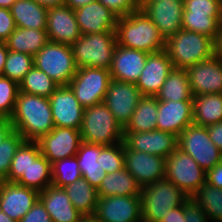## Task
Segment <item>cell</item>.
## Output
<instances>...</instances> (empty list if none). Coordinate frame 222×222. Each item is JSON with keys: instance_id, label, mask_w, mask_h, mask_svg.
<instances>
[{"instance_id": "cell-24", "label": "cell", "mask_w": 222, "mask_h": 222, "mask_svg": "<svg viewBox=\"0 0 222 222\" xmlns=\"http://www.w3.org/2000/svg\"><path fill=\"white\" fill-rule=\"evenodd\" d=\"M74 13L81 34L116 31L118 16L100 1L81 6Z\"/></svg>"}, {"instance_id": "cell-28", "label": "cell", "mask_w": 222, "mask_h": 222, "mask_svg": "<svg viewBox=\"0 0 222 222\" xmlns=\"http://www.w3.org/2000/svg\"><path fill=\"white\" fill-rule=\"evenodd\" d=\"M8 50L35 56L48 42L46 29L16 27L5 41Z\"/></svg>"}, {"instance_id": "cell-32", "label": "cell", "mask_w": 222, "mask_h": 222, "mask_svg": "<svg viewBox=\"0 0 222 222\" xmlns=\"http://www.w3.org/2000/svg\"><path fill=\"white\" fill-rule=\"evenodd\" d=\"M222 121V94L193 96V124L208 127Z\"/></svg>"}, {"instance_id": "cell-4", "label": "cell", "mask_w": 222, "mask_h": 222, "mask_svg": "<svg viewBox=\"0 0 222 222\" xmlns=\"http://www.w3.org/2000/svg\"><path fill=\"white\" fill-rule=\"evenodd\" d=\"M165 51L174 68L187 69L214 55L213 39L205 34L181 29L165 41Z\"/></svg>"}, {"instance_id": "cell-1", "label": "cell", "mask_w": 222, "mask_h": 222, "mask_svg": "<svg viewBox=\"0 0 222 222\" xmlns=\"http://www.w3.org/2000/svg\"><path fill=\"white\" fill-rule=\"evenodd\" d=\"M10 120L25 141H38L54 129L49 98L20 91Z\"/></svg>"}, {"instance_id": "cell-26", "label": "cell", "mask_w": 222, "mask_h": 222, "mask_svg": "<svg viewBox=\"0 0 222 222\" xmlns=\"http://www.w3.org/2000/svg\"><path fill=\"white\" fill-rule=\"evenodd\" d=\"M39 200L50 215L52 222H79L83 217L73 206L63 187L51 184L39 192Z\"/></svg>"}, {"instance_id": "cell-17", "label": "cell", "mask_w": 222, "mask_h": 222, "mask_svg": "<svg viewBox=\"0 0 222 222\" xmlns=\"http://www.w3.org/2000/svg\"><path fill=\"white\" fill-rule=\"evenodd\" d=\"M123 142L128 149L165 159L178 148V136L158 129L149 132H124Z\"/></svg>"}, {"instance_id": "cell-30", "label": "cell", "mask_w": 222, "mask_h": 222, "mask_svg": "<svg viewBox=\"0 0 222 222\" xmlns=\"http://www.w3.org/2000/svg\"><path fill=\"white\" fill-rule=\"evenodd\" d=\"M141 186L127 169L107 173L97 189L98 196L140 195Z\"/></svg>"}, {"instance_id": "cell-19", "label": "cell", "mask_w": 222, "mask_h": 222, "mask_svg": "<svg viewBox=\"0 0 222 222\" xmlns=\"http://www.w3.org/2000/svg\"><path fill=\"white\" fill-rule=\"evenodd\" d=\"M54 127H68L79 130L84 107L69 86H59L49 97Z\"/></svg>"}, {"instance_id": "cell-13", "label": "cell", "mask_w": 222, "mask_h": 222, "mask_svg": "<svg viewBox=\"0 0 222 222\" xmlns=\"http://www.w3.org/2000/svg\"><path fill=\"white\" fill-rule=\"evenodd\" d=\"M94 216L100 222H142L140 195L98 196Z\"/></svg>"}, {"instance_id": "cell-47", "label": "cell", "mask_w": 222, "mask_h": 222, "mask_svg": "<svg viewBox=\"0 0 222 222\" xmlns=\"http://www.w3.org/2000/svg\"><path fill=\"white\" fill-rule=\"evenodd\" d=\"M184 222H211L206 213L190 198L184 204Z\"/></svg>"}, {"instance_id": "cell-12", "label": "cell", "mask_w": 222, "mask_h": 222, "mask_svg": "<svg viewBox=\"0 0 222 222\" xmlns=\"http://www.w3.org/2000/svg\"><path fill=\"white\" fill-rule=\"evenodd\" d=\"M142 97L136 83L111 79L103 103L112 112L120 126L124 128Z\"/></svg>"}, {"instance_id": "cell-45", "label": "cell", "mask_w": 222, "mask_h": 222, "mask_svg": "<svg viewBox=\"0 0 222 222\" xmlns=\"http://www.w3.org/2000/svg\"><path fill=\"white\" fill-rule=\"evenodd\" d=\"M19 222H52V219L42 202L38 199Z\"/></svg>"}, {"instance_id": "cell-48", "label": "cell", "mask_w": 222, "mask_h": 222, "mask_svg": "<svg viewBox=\"0 0 222 222\" xmlns=\"http://www.w3.org/2000/svg\"><path fill=\"white\" fill-rule=\"evenodd\" d=\"M206 182L215 188L222 189V160L206 172Z\"/></svg>"}, {"instance_id": "cell-53", "label": "cell", "mask_w": 222, "mask_h": 222, "mask_svg": "<svg viewBox=\"0 0 222 222\" xmlns=\"http://www.w3.org/2000/svg\"><path fill=\"white\" fill-rule=\"evenodd\" d=\"M95 0H64V4L70 7L71 9L75 10L81 6L90 4Z\"/></svg>"}, {"instance_id": "cell-7", "label": "cell", "mask_w": 222, "mask_h": 222, "mask_svg": "<svg viewBox=\"0 0 222 222\" xmlns=\"http://www.w3.org/2000/svg\"><path fill=\"white\" fill-rule=\"evenodd\" d=\"M34 66L59 86H68L78 70L71 47L51 41L34 56Z\"/></svg>"}, {"instance_id": "cell-22", "label": "cell", "mask_w": 222, "mask_h": 222, "mask_svg": "<svg viewBox=\"0 0 222 222\" xmlns=\"http://www.w3.org/2000/svg\"><path fill=\"white\" fill-rule=\"evenodd\" d=\"M173 68L165 50L149 53L142 73L136 82L141 94L143 96H156Z\"/></svg>"}, {"instance_id": "cell-6", "label": "cell", "mask_w": 222, "mask_h": 222, "mask_svg": "<svg viewBox=\"0 0 222 222\" xmlns=\"http://www.w3.org/2000/svg\"><path fill=\"white\" fill-rule=\"evenodd\" d=\"M116 45V31H107L82 34L70 47L78 69L97 67L109 70Z\"/></svg>"}, {"instance_id": "cell-21", "label": "cell", "mask_w": 222, "mask_h": 222, "mask_svg": "<svg viewBox=\"0 0 222 222\" xmlns=\"http://www.w3.org/2000/svg\"><path fill=\"white\" fill-rule=\"evenodd\" d=\"M39 199V192L15 182L0 181V210L19 222Z\"/></svg>"}, {"instance_id": "cell-44", "label": "cell", "mask_w": 222, "mask_h": 222, "mask_svg": "<svg viewBox=\"0 0 222 222\" xmlns=\"http://www.w3.org/2000/svg\"><path fill=\"white\" fill-rule=\"evenodd\" d=\"M118 17L126 16L140 9L137 0H97Z\"/></svg>"}, {"instance_id": "cell-34", "label": "cell", "mask_w": 222, "mask_h": 222, "mask_svg": "<svg viewBox=\"0 0 222 222\" xmlns=\"http://www.w3.org/2000/svg\"><path fill=\"white\" fill-rule=\"evenodd\" d=\"M73 206L83 215H94L98 202L97 189L83 177L63 187Z\"/></svg>"}, {"instance_id": "cell-18", "label": "cell", "mask_w": 222, "mask_h": 222, "mask_svg": "<svg viewBox=\"0 0 222 222\" xmlns=\"http://www.w3.org/2000/svg\"><path fill=\"white\" fill-rule=\"evenodd\" d=\"M186 71L193 96L222 94V60L215 55L190 66Z\"/></svg>"}, {"instance_id": "cell-11", "label": "cell", "mask_w": 222, "mask_h": 222, "mask_svg": "<svg viewBox=\"0 0 222 222\" xmlns=\"http://www.w3.org/2000/svg\"><path fill=\"white\" fill-rule=\"evenodd\" d=\"M111 79L108 69L82 67L77 70L68 86L79 103L87 108L104 101Z\"/></svg>"}, {"instance_id": "cell-23", "label": "cell", "mask_w": 222, "mask_h": 222, "mask_svg": "<svg viewBox=\"0 0 222 222\" xmlns=\"http://www.w3.org/2000/svg\"><path fill=\"white\" fill-rule=\"evenodd\" d=\"M193 124V100H158L157 129L176 136Z\"/></svg>"}, {"instance_id": "cell-55", "label": "cell", "mask_w": 222, "mask_h": 222, "mask_svg": "<svg viewBox=\"0 0 222 222\" xmlns=\"http://www.w3.org/2000/svg\"><path fill=\"white\" fill-rule=\"evenodd\" d=\"M16 0H0V7L10 9Z\"/></svg>"}, {"instance_id": "cell-15", "label": "cell", "mask_w": 222, "mask_h": 222, "mask_svg": "<svg viewBox=\"0 0 222 222\" xmlns=\"http://www.w3.org/2000/svg\"><path fill=\"white\" fill-rule=\"evenodd\" d=\"M124 164L141 187L165 179L166 159L161 156L128 149L124 145Z\"/></svg>"}, {"instance_id": "cell-46", "label": "cell", "mask_w": 222, "mask_h": 222, "mask_svg": "<svg viewBox=\"0 0 222 222\" xmlns=\"http://www.w3.org/2000/svg\"><path fill=\"white\" fill-rule=\"evenodd\" d=\"M16 28L10 9L0 7V40L6 41Z\"/></svg>"}, {"instance_id": "cell-50", "label": "cell", "mask_w": 222, "mask_h": 222, "mask_svg": "<svg viewBox=\"0 0 222 222\" xmlns=\"http://www.w3.org/2000/svg\"><path fill=\"white\" fill-rule=\"evenodd\" d=\"M160 222H184V204L172 208Z\"/></svg>"}, {"instance_id": "cell-41", "label": "cell", "mask_w": 222, "mask_h": 222, "mask_svg": "<svg viewBox=\"0 0 222 222\" xmlns=\"http://www.w3.org/2000/svg\"><path fill=\"white\" fill-rule=\"evenodd\" d=\"M82 177L76 156L64 158L52 163V184L65 187Z\"/></svg>"}, {"instance_id": "cell-10", "label": "cell", "mask_w": 222, "mask_h": 222, "mask_svg": "<svg viewBox=\"0 0 222 222\" xmlns=\"http://www.w3.org/2000/svg\"><path fill=\"white\" fill-rule=\"evenodd\" d=\"M165 179L191 198L206 182V171L190 155L177 148L166 158Z\"/></svg>"}, {"instance_id": "cell-51", "label": "cell", "mask_w": 222, "mask_h": 222, "mask_svg": "<svg viewBox=\"0 0 222 222\" xmlns=\"http://www.w3.org/2000/svg\"><path fill=\"white\" fill-rule=\"evenodd\" d=\"M213 53L217 58L222 60V23L219 27L218 33L213 39Z\"/></svg>"}, {"instance_id": "cell-56", "label": "cell", "mask_w": 222, "mask_h": 222, "mask_svg": "<svg viewBox=\"0 0 222 222\" xmlns=\"http://www.w3.org/2000/svg\"><path fill=\"white\" fill-rule=\"evenodd\" d=\"M79 222H100L94 215L83 216Z\"/></svg>"}, {"instance_id": "cell-35", "label": "cell", "mask_w": 222, "mask_h": 222, "mask_svg": "<svg viewBox=\"0 0 222 222\" xmlns=\"http://www.w3.org/2000/svg\"><path fill=\"white\" fill-rule=\"evenodd\" d=\"M155 97L161 101L193 100L186 69L173 68Z\"/></svg>"}, {"instance_id": "cell-3", "label": "cell", "mask_w": 222, "mask_h": 222, "mask_svg": "<svg viewBox=\"0 0 222 222\" xmlns=\"http://www.w3.org/2000/svg\"><path fill=\"white\" fill-rule=\"evenodd\" d=\"M190 199L174 183L166 179L141 187L140 206L142 222H160L172 208Z\"/></svg>"}, {"instance_id": "cell-40", "label": "cell", "mask_w": 222, "mask_h": 222, "mask_svg": "<svg viewBox=\"0 0 222 222\" xmlns=\"http://www.w3.org/2000/svg\"><path fill=\"white\" fill-rule=\"evenodd\" d=\"M34 66V56L8 50L2 76L18 84Z\"/></svg>"}, {"instance_id": "cell-54", "label": "cell", "mask_w": 222, "mask_h": 222, "mask_svg": "<svg viewBox=\"0 0 222 222\" xmlns=\"http://www.w3.org/2000/svg\"><path fill=\"white\" fill-rule=\"evenodd\" d=\"M46 8L61 6L64 0H34Z\"/></svg>"}, {"instance_id": "cell-8", "label": "cell", "mask_w": 222, "mask_h": 222, "mask_svg": "<svg viewBox=\"0 0 222 222\" xmlns=\"http://www.w3.org/2000/svg\"><path fill=\"white\" fill-rule=\"evenodd\" d=\"M182 29L214 39L222 23V0H183Z\"/></svg>"}, {"instance_id": "cell-14", "label": "cell", "mask_w": 222, "mask_h": 222, "mask_svg": "<svg viewBox=\"0 0 222 222\" xmlns=\"http://www.w3.org/2000/svg\"><path fill=\"white\" fill-rule=\"evenodd\" d=\"M166 41L182 29L183 0H151L140 8Z\"/></svg>"}, {"instance_id": "cell-57", "label": "cell", "mask_w": 222, "mask_h": 222, "mask_svg": "<svg viewBox=\"0 0 222 222\" xmlns=\"http://www.w3.org/2000/svg\"><path fill=\"white\" fill-rule=\"evenodd\" d=\"M0 222H16L8 217L2 210H0Z\"/></svg>"}, {"instance_id": "cell-42", "label": "cell", "mask_w": 222, "mask_h": 222, "mask_svg": "<svg viewBox=\"0 0 222 222\" xmlns=\"http://www.w3.org/2000/svg\"><path fill=\"white\" fill-rule=\"evenodd\" d=\"M98 158H100V165L106 174L124 169V142L111 146L100 145Z\"/></svg>"}, {"instance_id": "cell-5", "label": "cell", "mask_w": 222, "mask_h": 222, "mask_svg": "<svg viewBox=\"0 0 222 222\" xmlns=\"http://www.w3.org/2000/svg\"><path fill=\"white\" fill-rule=\"evenodd\" d=\"M81 140L86 143L111 146L123 141V127L102 102L84 109L79 129Z\"/></svg>"}, {"instance_id": "cell-2", "label": "cell", "mask_w": 222, "mask_h": 222, "mask_svg": "<svg viewBox=\"0 0 222 222\" xmlns=\"http://www.w3.org/2000/svg\"><path fill=\"white\" fill-rule=\"evenodd\" d=\"M117 44L147 53L165 50V40L151 19L141 10L118 17Z\"/></svg>"}, {"instance_id": "cell-33", "label": "cell", "mask_w": 222, "mask_h": 222, "mask_svg": "<svg viewBox=\"0 0 222 222\" xmlns=\"http://www.w3.org/2000/svg\"><path fill=\"white\" fill-rule=\"evenodd\" d=\"M158 100L155 96H143L131 116L124 132H149L157 129Z\"/></svg>"}, {"instance_id": "cell-52", "label": "cell", "mask_w": 222, "mask_h": 222, "mask_svg": "<svg viewBox=\"0 0 222 222\" xmlns=\"http://www.w3.org/2000/svg\"><path fill=\"white\" fill-rule=\"evenodd\" d=\"M8 48L5 41L0 42V76L3 74L5 61L7 59Z\"/></svg>"}, {"instance_id": "cell-37", "label": "cell", "mask_w": 222, "mask_h": 222, "mask_svg": "<svg viewBox=\"0 0 222 222\" xmlns=\"http://www.w3.org/2000/svg\"><path fill=\"white\" fill-rule=\"evenodd\" d=\"M191 199L206 213L211 222H222L221 188H215L205 182L200 186Z\"/></svg>"}, {"instance_id": "cell-43", "label": "cell", "mask_w": 222, "mask_h": 222, "mask_svg": "<svg viewBox=\"0 0 222 222\" xmlns=\"http://www.w3.org/2000/svg\"><path fill=\"white\" fill-rule=\"evenodd\" d=\"M19 84L8 77L0 76V117L10 119L17 95Z\"/></svg>"}, {"instance_id": "cell-9", "label": "cell", "mask_w": 222, "mask_h": 222, "mask_svg": "<svg viewBox=\"0 0 222 222\" xmlns=\"http://www.w3.org/2000/svg\"><path fill=\"white\" fill-rule=\"evenodd\" d=\"M178 148L190 155L206 172L221 160L222 152L211 141L207 127L191 124L178 136Z\"/></svg>"}, {"instance_id": "cell-27", "label": "cell", "mask_w": 222, "mask_h": 222, "mask_svg": "<svg viewBox=\"0 0 222 222\" xmlns=\"http://www.w3.org/2000/svg\"><path fill=\"white\" fill-rule=\"evenodd\" d=\"M100 144L81 142L78 152L75 155L82 177L96 189L102 183L106 172L100 165Z\"/></svg>"}, {"instance_id": "cell-16", "label": "cell", "mask_w": 222, "mask_h": 222, "mask_svg": "<svg viewBox=\"0 0 222 222\" xmlns=\"http://www.w3.org/2000/svg\"><path fill=\"white\" fill-rule=\"evenodd\" d=\"M41 154L52 164L57 160L75 156L82 142L80 131L68 127H54L38 141Z\"/></svg>"}, {"instance_id": "cell-29", "label": "cell", "mask_w": 222, "mask_h": 222, "mask_svg": "<svg viewBox=\"0 0 222 222\" xmlns=\"http://www.w3.org/2000/svg\"><path fill=\"white\" fill-rule=\"evenodd\" d=\"M48 8L34 0H16L10 11L16 27L46 29Z\"/></svg>"}, {"instance_id": "cell-36", "label": "cell", "mask_w": 222, "mask_h": 222, "mask_svg": "<svg viewBox=\"0 0 222 222\" xmlns=\"http://www.w3.org/2000/svg\"><path fill=\"white\" fill-rule=\"evenodd\" d=\"M15 183L43 191L52 184V164L41 154L36 160H31L26 174H23Z\"/></svg>"}, {"instance_id": "cell-31", "label": "cell", "mask_w": 222, "mask_h": 222, "mask_svg": "<svg viewBox=\"0 0 222 222\" xmlns=\"http://www.w3.org/2000/svg\"><path fill=\"white\" fill-rule=\"evenodd\" d=\"M24 141L22 135L14 130L10 119H0V181L7 178L11 161Z\"/></svg>"}, {"instance_id": "cell-25", "label": "cell", "mask_w": 222, "mask_h": 222, "mask_svg": "<svg viewBox=\"0 0 222 222\" xmlns=\"http://www.w3.org/2000/svg\"><path fill=\"white\" fill-rule=\"evenodd\" d=\"M147 52L116 45L111 66V78L136 83L142 73L148 57Z\"/></svg>"}, {"instance_id": "cell-58", "label": "cell", "mask_w": 222, "mask_h": 222, "mask_svg": "<svg viewBox=\"0 0 222 222\" xmlns=\"http://www.w3.org/2000/svg\"><path fill=\"white\" fill-rule=\"evenodd\" d=\"M137 1L139 4V7L141 8L145 3H147L148 1H151V0H137Z\"/></svg>"}, {"instance_id": "cell-39", "label": "cell", "mask_w": 222, "mask_h": 222, "mask_svg": "<svg viewBox=\"0 0 222 222\" xmlns=\"http://www.w3.org/2000/svg\"><path fill=\"white\" fill-rule=\"evenodd\" d=\"M59 87L46 73L35 66L24 76L19 83V91L49 98Z\"/></svg>"}, {"instance_id": "cell-38", "label": "cell", "mask_w": 222, "mask_h": 222, "mask_svg": "<svg viewBox=\"0 0 222 222\" xmlns=\"http://www.w3.org/2000/svg\"><path fill=\"white\" fill-rule=\"evenodd\" d=\"M41 155L37 141H24L17 149L4 181L16 182L23 174H26L31 160H36Z\"/></svg>"}, {"instance_id": "cell-49", "label": "cell", "mask_w": 222, "mask_h": 222, "mask_svg": "<svg viewBox=\"0 0 222 222\" xmlns=\"http://www.w3.org/2000/svg\"><path fill=\"white\" fill-rule=\"evenodd\" d=\"M211 141L222 152V121L207 127Z\"/></svg>"}, {"instance_id": "cell-20", "label": "cell", "mask_w": 222, "mask_h": 222, "mask_svg": "<svg viewBox=\"0 0 222 222\" xmlns=\"http://www.w3.org/2000/svg\"><path fill=\"white\" fill-rule=\"evenodd\" d=\"M48 41L71 46L82 35L74 10L63 4L50 7L46 15Z\"/></svg>"}]
</instances>
